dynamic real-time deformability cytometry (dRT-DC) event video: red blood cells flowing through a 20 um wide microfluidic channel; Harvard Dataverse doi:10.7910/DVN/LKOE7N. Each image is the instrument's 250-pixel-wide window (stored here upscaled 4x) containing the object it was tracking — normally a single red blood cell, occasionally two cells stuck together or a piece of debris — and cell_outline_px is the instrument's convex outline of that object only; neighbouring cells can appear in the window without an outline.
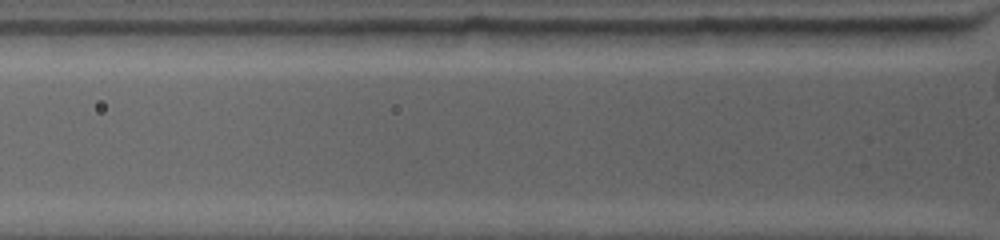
{"species": "common noctule bat (a hibernating species)", "species_latin": "Nyctalus noctula", "temperature_condition": "warm", "stored_images_in_passage": 2, "segment_of_instrument_passage": [2, 2], "camera_frame_rate_fps": 4500, "um_per_image_px": 0.085, "animal": {"sex": "female", "body_mass_g": 19.0, "forearm_length_mm": 53.3}, "frame": {"image": 1, "passage_image": 2, "time_ms": 0.444, "image_size_px": [1000, 240], "cell_outline_px": [[980, 20], [976, 28], [932, 44], [848, 44], [812, 32], [812, 28]], "centroid_in_image_um": [76.31, 2.78], "position_along_channel_um": 49.5, "area_um2": 19.59}}